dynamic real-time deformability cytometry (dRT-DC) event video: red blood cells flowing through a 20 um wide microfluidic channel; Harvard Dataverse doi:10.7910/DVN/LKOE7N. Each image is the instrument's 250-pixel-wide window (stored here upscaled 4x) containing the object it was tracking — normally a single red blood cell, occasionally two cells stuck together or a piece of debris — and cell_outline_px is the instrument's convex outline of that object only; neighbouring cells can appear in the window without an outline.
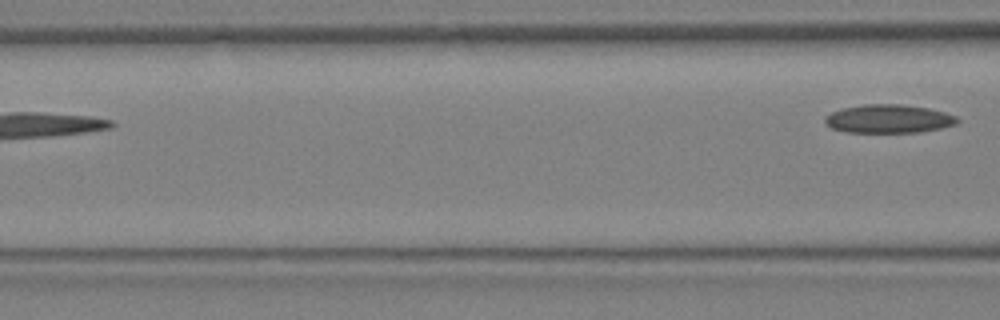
{"species": "Egyptian fruit bat (a non-hibernating species)", "species_latin": "Rousettus aegyptiacus", "temperature_condition": "warm", "stored_images_in_passage": 6, "segment_of_instrument_passage": [2, 2], "camera_frame_rate_fps": 3000, "um_per_image_px": 0.085, "animal": {"sex": "female"}, "frame": {"image": 1, "passage_image": 6, "time_ms": 1.667, "image_size_px": [1000, 320], "cell_outline_px": [[960, 120], [956, 124], [940, 128], [920, 132], [848, 132], [832, 128], [824, 124], [824, 116], [840, 108], [864, 104], [904, 104], [928, 108], [944, 112], [956, 116]], "centroid_in_image_um": [75.51, 10.09], "position_along_channel_um": 91.1, "area_um2": 22.08}}